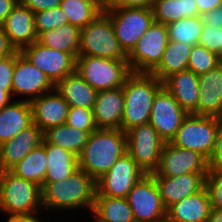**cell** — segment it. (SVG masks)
<instances>
[{
  "instance_id": "47",
  "label": "cell",
  "mask_w": 222,
  "mask_h": 222,
  "mask_svg": "<svg viewBox=\"0 0 222 222\" xmlns=\"http://www.w3.org/2000/svg\"><path fill=\"white\" fill-rule=\"evenodd\" d=\"M199 15L222 5V0H196Z\"/></svg>"
},
{
  "instance_id": "9",
  "label": "cell",
  "mask_w": 222,
  "mask_h": 222,
  "mask_svg": "<svg viewBox=\"0 0 222 222\" xmlns=\"http://www.w3.org/2000/svg\"><path fill=\"white\" fill-rule=\"evenodd\" d=\"M168 43L169 36L166 25L154 21L127 55L131 71L151 73L161 62Z\"/></svg>"
},
{
  "instance_id": "21",
  "label": "cell",
  "mask_w": 222,
  "mask_h": 222,
  "mask_svg": "<svg viewBox=\"0 0 222 222\" xmlns=\"http://www.w3.org/2000/svg\"><path fill=\"white\" fill-rule=\"evenodd\" d=\"M92 111L98 129H121L124 113L122 87L98 91Z\"/></svg>"
},
{
  "instance_id": "49",
  "label": "cell",
  "mask_w": 222,
  "mask_h": 222,
  "mask_svg": "<svg viewBox=\"0 0 222 222\" xmlns=\"http://www.w3.org/2000/svg\"><path fill=\"white\" fill-rule=\"evenodd\" d=\"M7 222H41V220L39 221V219L36 218V214L10 215Z\"/></svg>"
},
{
  "instance_id": "16",
  "label": "cell",
  "mask_w": 222,
  "mask_h": 222,
  "mask_svg": "<svg viewBox=\"0 0 222 222\" xmlns=\"http://www.w3.org/2000/svg\"><path fill=\"white\" fill-rule=\"evenodd\" d=\"M54 86L45 73L33 65L20 51L15 53L12 96L13 94L24 95L26 96L24 100L31 101L53 91Z\"/></svg>"
},
{
  "instance_id": "20",
  "label": "cell",
  "mask_w": 222,
  "mask_h": 222,
  "mask_svg": "<svg viewBox=\"0 0 222 222\" xmlns=\"http://www.w3.org/2000/svg\"><path fill=\"white\" fill-rule=\"evenodd\" d=\"M199 101L192 113L222 118V63L199 75Z\"/></svg>"
},
{
  "instance_id": "14",
  "label": "cell",
  "mask_w": 222,
  "mask_h": 222,
  "mask_svg": "<svg viewBox=\"0 0 222 222\" xmlns=\"http://www.w3.org/2000/svg\"><path fill=\"white\" fill-rule=\"evenodd\" d=\"M20 52L44 72L54 85L75 71L76 58L71 53L54 50L37 41Z\"/></svg>"
},
{
  "instance_id": "51",
  "label": "cell",
  "mask_w": 222,
  "mask_h": 222,
  "mask_svg": "<svg viewBox=\"0 0 222 222\" xmlns=\"http://www.w3.org/2000/svg\"><path fill=\"white\" fill-rule=\"evenodd\" d=\"M207 222H222V209L211 208Z\"/></svg>"
},
{
  "instance_id": "13",
  "label": "cell",
  "mask_w": 222,
  "mask_h": 222,
  "mask_svg": "<svg viewBox=\"0 0 222 222\" xmlns=\"http://www.w3.org/2000/svg\"><path fill=\"white\" fill-rule=\"evenodd\" d=\"M208 160L196 151L164 143L159 168L153 177H175L188 173H207Z\"/></svg>"
},
{
  "instance_id": "27",
  "label": "cell",
  "mask_w": 222,
  "mask_h": 222,
  "mask_svg": "<svg viewBox=\"0 0 222 222\" xmlns=\"http://www.w3.org/2000/svg\"><path fill=\"white\" fill-rule=\"evenodd\" d=\"M47 171L45 182L67 179L78 169V157L72 152L45 142Z\"/></svg>"
},
{
  "instance_id": "12",
  "label": "cell",
  "mask_w": 222,
  "mask_h": 222,
  "mask_svg": "<svg viewBox=\"0 0 222 222\" xmlns=\"http://www.w3.org/2000/svg\"><path fill=\"white\" fill-rule=\"evenodd\" d=\"M145 174L126 152L96 181V196L126 198L129 191Z\"/></svg>"
},
{
  "instance_id": "48",
  "label": "cell",
  "mask_w": 222,
  "mask_h": 222,
  "mask_svg": "<svg viewBox=\"0 0 222 222\" xmlns=\"http://www.w3.org/2000/svg\"><path fill=\"white\" fill-rule=\"evenodd\" d=\"M16 5L15 0H0V25L3 24Z\"/></svg>"
},
{
  "instance_id": "25",
  "label": "cell",
  "mask_w": 222,
  "mask_h": 222,
  "mask_svg": "<svg viewBox=\"0 0 222 222\" xmlns=\"http://www.w3.org/2000/svg\"><path fill=\"white\" fill-rule=\"evenodd\" d=\"M32 123L29 101L18 99L10 102L0 110V144L12 139Z\"/></svg>"
},
{
  "instance_id": "7",
  "label": "cell",
  "mask_w": 222,
  "mask_h": 222,
  "mask_svg": "<svg viewBox=\"0 0 222 222\" xmlns=\"http://www.w3.org/2000/svg\"><path fill=\"white\" fill-rule=\"evenodd\" d=\"M221 118L187 114L170 143L210 158Z\"/></svg>"
},
{
  "instance_id": "39",
  "label": "cell",
  "mask_w": 222,
  "mask_h": 222,
  "mask_svg": "<svg viewBox=\"0 0 222 222\" xmlns=\"http://www.w3.org/2000/svg\"><path fill=\"white\" fill-rule=\"evenodd\" d=\"M211 208L222 209V167H209L205 179Z\"/></svg>"
},
{
  "instance_id": "23",
  "label": "cell",
  "mask_w": 222,
  "mask_h": 222,
  "mask_svg": "<svg viewBox=\"0 0 222 222\" xmlns=\"http://www.w3.org/2000/svg\"><path fill=\"white\" fill-rule=\"evenodd\" d=\"M211 210L206 187L167 209L166 222H207Z\"/></svg>"
},
{
  "instance_id": "54",
  "label": "cell",
  "mask_w": 222,
  "mask_h": 222,
  "mask_svg": "<svg viewBox=\"0 0 222 222\" xmlns=\"http://www.w3.org/2000/svg\"><path fill=\"white\" fill-rule=\"evenodd\" d=\"M17 4H23L26 0H15Z\"/></svg>"
},
{
  "instance_id": "28",
  "label": "cell",
  "mask_w": 222,
  "mask_h": 222,
  "mask_svg": "<svg viewBox=\"0 0 222 222\" xmlns=\"http://www.w3.org/2000/svg\"><path fill=\"white\" fill-rule=\"evenodd\" d=\"M193 46L169 40L161 62L151 74L163 82L170 75L186 70Z\"/></svg>"
},
{
  "instance_id": "24",
  "label": "cell",
  "mask_w": 222,
  "mask_h": 222,
  "mask_svg": "<svg viewBox=\"0 0 222 222\" xmlns=\"http://www.w3.org/2000/svg\"><path fill=\"white\" fill-rule=\"evenodd\" d=\"M166 88L185 110L192 114L197 109L199 101V76L186 69L172 74L163 81Z\"/></svg>"
},
{
  "instance_id": "10",
  "label": "cell",
  "mask_w": 222,
  "mask_h": 222,
  "mask_svg": "<svg viewBox=\"0 0 222 222\" xmlns=\"http://www.w3.org/2000/svg\"><path fill=\"white\" fill-rule=\"evenodd\" d=\"M127 153L146 173L155 172L160 165L164 141L148 122L126 132Z\"/></svg>"
},
{
  "instance_id": "45",
  "label": "cell",
  "mask_w": 222,
  "mask_h": 222,
  "mask_svg": "<svg viewBox=\"0 0 222 222\" xmlns=\"http://www.w3.org/2000/svg\"><path fill=\"white\" fill-rule=\"evenodd\" d=\"M154 0H110L109 8L143 7L152 8Z\"/></svg>"
},
{
  "instance_id": "31",
  "label": "cell",
  "mask_w": 222,
  "mask_h": 222,
  "mask_svg": "<svg viewBox=\"0 0 222 222\" xmlns=\"http://www.w3.org/2000/svg\"><path fill=\"white\" fill-rule=\"evenodd\" d=\"M92 213L99 222H135L126 198L95 196Z\"/></svg>"
},
{
  "instance_id": "32",
  "label": "cell",
  "mask_w": 222,
  "mask_h": 222,
  "mask_svg": "<svg viewBox=\"0 0 222 222\" xmlns=\"http://www.w3.org/2000/svg\"><path fill=\"white\" fill-rule=\"evenodd\" d=\"M89 134L72 126L62 124L48 128L43 132L44 141L72 152L77 157L87 143Z\"/></svg>"
},
{
  "instance_id": "46",
  "label": "cell",
  "mask_w": 222,
  "mask_h": 222,
  "mask_svg": "<svg viewBox=\"0 0 222 222\" xmlns=\"http://www.w3.org/2000/svg\"><path fill=\"white\" fill-rule=\"evenodd\" d=\"M17 52L16 48L11 44L4 29L0 25V61L6 56L14 55Z\"/></svg>"
},
{
  "instance_id": "3",
  "label": "cell",
  "mask_w": 222,
  "mask_h": 222,
  "mask_svg": "<svg viewBox=\"0 0 222 222\" xmlns=\"http://www.w3.org/2000/svg\"><path fill=\"white\" fill-rule=\"evenodd\" d=\"M163 87V82L151 73L132 72L125 80L122 90L124 95V113L121 130L127 132L134 126L150 121L154 98Z\"/></svg>"
},
{
  "instance_id": "53",
  "label": "cell",
  "mask_w": 222,
  "mask_h": 222,
  "mask_svg": "<svg viewBox=\"0 0 222 222\" xmlns=\"http://www.w3.org/2000/svg\"><path fill=\"white\" fill-rule=\"evenodd\" d=\"M220 59L222 60V28H220Z\"/></svg>"
},
{
  "instance_id": "17",
  "label": "cell",
  "mask_w": 222,
  "mask_h": 222,
  "mask_svg": "<svg viewBox=\"0 0 222 222\" xmlns=\"http://www.w3.org/2000/svg\"><path fill=\"white\" fill-rule=\"evenodd\" d=\"M43 131L34 123L0 144V171H9L43 142Z\"/></svg>"
},
{
  "instance_id": "29",
  "label": "cell",
  "mask_w": 222,
  "mask_h": 222,
  "mask_svg": "<svg viewBox=\"0 0 222 222\" xmlns=\"http://www.w3.org/2000/svg\"><path fill=\"white\" fill-rule=\"evenodd\" d=\"M80 28L70 23L37 35V42L54 50L78 56L80 47Z\"/></svg>"
},
{
  "instance_id": "6",
  "label": "cell",
  "mask_w": 222,
  "mask_h": 222,
  "mask_svg": "<svg viewBox=\"0 0 222 222\" xmlns=\"http://www.w3.org/2000/svg\"><path fill=\"white\" fill-rule=\"evenodd\" d=\"M75 71L97 92L122 87L132 73L127 60L77 56Z\"/></svg>"
},
{
  "instance_id": "41",
  "label": "cell",
  "mask_w": 222,
  "mask_h": 222,
  "mask_svg": "<svg viewBox=\"0 0 222 222\" xmlns=\"http://www.w3.org/2000/svg\"><path fill=\"white\" fill-rule=\"evenodd\" d=\"M14 64L15 54L0 61V87H3V90H12Z\"/></svg>"
},
{
  "instance_id": "52",
  "label": "cell",
  "mask_w": 222,
  "mask_h": 222,
  "mask_svg": "<svg viewBox=\"0 0 222 222\" xmlns=\"http://www.w3.org/2000/svg\"><path fill=\"white\" fill-rule=\"evenodd\" d=\"M96 5L102 12H105L109 8L110 0H87Z\"/></svg>"
},
{
  "instance_id": "33",
  "label": "cell",
  "mask_w": 222,
  "mask_h": 222,
  "mask_svg": "<svg viewBox=\"0 0 222 222\" xmlns=\"http://www.w3.org/2000/svg\"><path fill=\"white\" fill-rule=\"evenodd\" d=\"M154 21L167 25L182 18L200 16L196 0H154Z\"/></svg>"
},
{
  "instance_id": "11",
  "label": "cell",
  "mask_w": 222,
  "mask_h": 222,
  "mask_svg": "<svg viewBox=\"0 0 222 222\" xmlns=\"http://www.w3.org/2000/svg\"><path fill=\"white\" fill-rule=\"evenodd\" d=\"M126 199L135 222H166L167 209L151 174H145L129 191Z\"/></svg>"
},
{
  "instance_id": "15",
  "label": "cell",
  "mask_w": 222,
  "mask_h": 222,
  "mask_svg": "<svg viewBox=\"0 0 222 222\" xmlns=\"http://www.w3.org/2000/svg\"><path fill=\"white\" fill-rule=\"evenodd\" d=\"M186 115L174 96L163 86L154 98L149 123L160 138L168 143L176 135Z\"/></svg>"
},
{
  "instance_id": "1",
  "label": "cell",
  "mask_w": 222,
  "mask_h": 222,
  "mask_svg": "<svg viewBox=\"0 0 222 222\" xmlns=\"http://www.w3.org/2000/svg\"><path fill=\"white\" fill-rule=\"evenodd\" d=\"M126 152L125 132L121 129H97L88 136L78 156V168L97 181Z\"/></svg>"
},
{
  "instance_id": "35",
  "label": "cell",
  "mask_w": 222,
  "mask_h": 222,
  "mask_svg": "<svg viewBox=\"0 0 222 222\" xmlns=\"http://www.w3.org/2000/svg\"><path fill=\"white\" fill-rule=\"evenodd\" d=\"M68 18V22L80 29L91 23L102 11L87 0H61L59 6Z\"/></svg>"
},
{
  "instance_id": "8",
  "label": "cell",
  "mask_w": 222,
  "mask_h": 222,
  "mask_svg": "<svg viewBox=\"0 0 222 222\" xmlns=\"http://www.w3.org/2000/svg\"><path fill=\"white\" fill-rule=\"evenodd\" d=\"M105 13L110 17L119 44L127 55L154 22L152 8H108Z\"/></svg>"
},
{
  "instance_id": "36",
  "label": "cell",
  "mask_w": 222,
  "mask_h": 222,
  "mask_svg": "<svg viewBox=\"0 0 222 222\" xmlns=\"http://www.w3.org/2000/svg\"><path fill=\"white\" fill-rule=\"evenodd\" d=\"M221 63L222 60L217 54L197 44L192 47L187 69L199 76L216 68Z\"/></svg>"
},
{
  "instance_id": "26",
  "label": "cell",
  "mask_w": 222,
  "mask_h": 222,
  "mask_svg": "<svg viewBox=\"0 0 222 222\" xmlns=\"http://www.w3.org/2000/svg\"><path fill=\"white\" fill-rule=\"evenodd\" d=\"M69 107L92 109L97 91L74 71L57 82L54 86Z\"/></svg>"
},
{
  "instance_id": "38",
  "label": "cell",
  "mask_w": 222,
  "mask_h": 222,
  "mask_svg": "<svg viewBox=\"0 0 222 222\" xmlns=\"http://www.w3.org/2000/svg\"><path fill=\"white\" fill-rule=\"evenodd\" d=\"M65 124L86 131L89 135L98 129L93 118V111L88 108L69 107Z\"/></svg>"
},
{
  "instance_id": "50",
  "label": "cell",
  "mask_w": 222,
  "mask_h": 222,
  "mask_svg": "<svg viewBox=\"0 0 222 222\" xmlns=\"http://www.w3.org/2000/svg\"><path fill=\"white\" fill-rule=\"evenodd\" d=\"M12 98V90H3V87H0V110L7 106Z\"/></svg>"
},
{
  "instance_id": "40",
  "label": "cell",
  "mask_w": 222,
  "mask_h": 222,
  "mask_svg": "<svg viewBox=\"0 0 222 222\" xmlns=\"http://www.w3.org/2000/svg\"><path fill=\"white\" fill-rule=\"evenodd\" d=\"M198 44L220 57V28L203 26Z\"/></svg>"
},
{
  "instance_id": "42",
  "label": "cell",
  "mask_w": 222,
  "mask_h": 222,
  "mask_svg": "<svg viewBox=\"0 0 222 222\" xmlns=\"http://www.w3.org/2000/svg\"><path fill=\"white\" fill-rule=\"evenodd\" d=\"M209 167H222V118L219 121L218 131L216 134V140L208 159Z\"/></svg>"
},
{
  "instance_id": "30",
  "label": "cell",
  "mask_w": 222,
  "mask_h": 222,
  "mask_svg": "<svg viewBox=\"0 0 222 222\" xmlns=\"http://www.w3.org/2000/svg\"><path fill=\"white\" fill-rule=\"evenodd\" d=\"M9 171L19 178H23L42 187L47 171L45 141L43 140L40 146L33 149Z\"/></svg>"
},
{
  "instance_id": "18",
  "label": "cell",
  "mask_w": 222,
  "mask_h": 222,
  "mask_svg": "<svg viewBox=\"0 0 222 222\" xmlns=\"http://www.w3.org/2000/svg\"><path fill=\"white\" fill-rule=\"evenodd\" d=\"M49 91L30 102L32 109V122L43 132L48 128L65 124L69 105L56 91Z\"/></svg>"
},
{
  "instance_id": "44",
  "label": "cell",
  "mask_w": 222,
  "mask_h": 222,
  "mask_svg": "<svg viewBox=\"0 0 222 222\" xmlns=\"http://www.w3.org/2000/svg\"><path fill=\"white\" fill-rule=\"evenodd\" d=\"M200 16L204 26L222 28V5Z\"/></svg>"
},
{
  "instance_id": "22",
  "label": "cell",
  "mask_w": 222,
  "mask_h": 222,
  "mask_svg": "<svg viewBox=\"0 0 222 222\" xmlns=\"http://www.w3.org/2000/svg\"><path fill=\"white\" fill-rule=\"evenodd\" d=\"M1 26L17 51L37 41L34 13L23 4H17Z\"/></svg>"
},
{
  "instance_id": "5",
  "label": "cell",
  "mask_w": 222,
  "mask_h": 222,
  "mask_svg": "<svg viewBox=\"0 0 222 222\" xmlns=\"http://www.w3.org/2000/svg\"><path fill=\"white\" fill-rule=\"evenodd\" d=\"M78 56L127 60V54L119 44L112 21L105 12L81 28Z\"/></svg>"
},
{
  "instance_id": "4",
  "label": "cell",
  "mask_w": 222,
  "mask_h": 222,
  "mask_svg": "<svg viewBox=\"0 0 222 222\" xmlns=\"http://www.w3.org/2000/svg\"><path fill=\"white\" fill-rule=\"evenodd\" d=\"M42 207L41 187L15 176L10 171H0V211L10 215H32Z\"/></svg>"
},
{
  "instance_id": "34",
  "label": "cell",
  "mask_w": 222,
  "mask_h": 222,
  "mask_svg": "<svg viewBox=\"0 0 222 222\" xmlns=\"http://www.w3.org/2000/svg\"><path fill=\"white\" fill-rule=\"evenodd\" d=\"M201 16L182 18L166 25L169 40L197 45L203 29Z\"/></svg>"
},
{
  "instance_id": "2",
  "label": "cell",
  "mask_w": 222,
  "mask_h": 222,
  "mask_svg": "<svg viewBox=\"0 0 222 222\" xmlns=\"http://www.w3.org/2000/svg\"><path fill=\"white\" fill-rule=\"evenodd\" d=\"M42 207L66 210L87 207L92 212L97 192L96 181L78 168L67 179L44 182L41 187Z\"/></svg>"
},
{
  "instance_id": "37",
  "label": "cell",
  "mask_w": 222,
  "mask_h": 222,
  "mask_svg": "<svg viewBox=\"0 0 222 222\" xmlns=\"http://www.w3.org/2000/svg\"><path fill=\"white\" fill-rule=\"evenodd\" d=\"M35 31L39 33L68 24V18L60 7L34 13Z\"/></svg>"
},
{
  "instance_id": "43",
  "label": "cell",
  "mask_w": 222,
  "mask_h": 222,
  "mask_svg": "<svg viewBox=\"0 0 222 222\" xmlns=\"http://www.w3.org/2000/svg\"><path fill=\"white\" fill-rule=\"evenodd\" d=\"M61 0H26L23 5L28 7L33 13L59 7Z\"/></svg>"
},
{
  "instance_id": "19",
  "label": "cell",
  "mask_w": 222,
  "mask_h": 222,
  "mask_svg": "<svg viewBox=\"0 0 222 222\" xmlns=\"http://www.w3.org/2000/svg\"><path fill=\"white\" fill-rule=\"evenodd\" d=\"M206 175L207 173H188L175 177H154L165 208L202 190Z\"/></svg>"
}]
</instances>
